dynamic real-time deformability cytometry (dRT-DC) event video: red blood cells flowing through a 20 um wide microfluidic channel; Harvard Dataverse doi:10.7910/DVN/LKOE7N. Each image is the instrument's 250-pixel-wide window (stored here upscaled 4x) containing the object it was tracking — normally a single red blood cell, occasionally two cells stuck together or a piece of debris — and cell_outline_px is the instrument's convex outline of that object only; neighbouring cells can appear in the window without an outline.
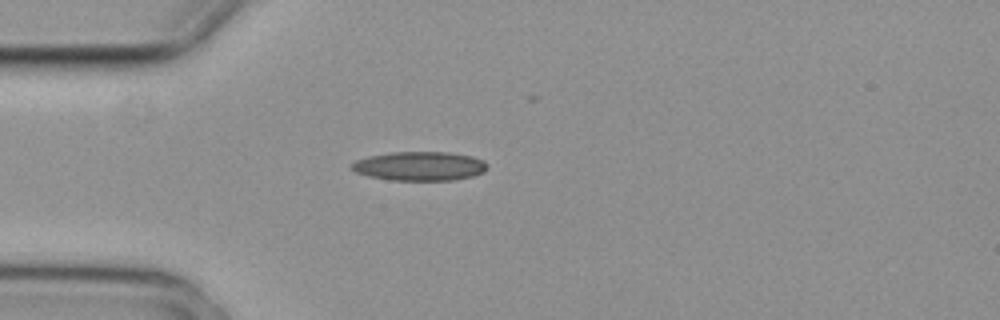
{"species": "common noctule bat (a hibernating species)", "species_latin": "Nyctalus noctula", "temperature_condition": "cold", "stored_images_in_passage": 5, "camera_frame_rate_fps": 3000, "um_per_image_px": 0.085, "animal": {"sex": "female", "body_mass_g": 29.2, "forearm_length_mm": 56.3}, "frame": {"image": 1, "passage_image": 3, "time_ms": 0.667, "image_size_px": [1000, 320], "cell_outline_px": [[484, 172], [472, 176], [452, 180], [392, 180], [368, 176], [356, 172], [352, 168], [352, 164], [356, 160], [368, 156], [392, 152], [448, 152], [472, 156], [484, 160]], "centroid_in_image_um": [35.65, 14.11], "position_along_channel_um": 49.3, "area_um2": 22.72}}